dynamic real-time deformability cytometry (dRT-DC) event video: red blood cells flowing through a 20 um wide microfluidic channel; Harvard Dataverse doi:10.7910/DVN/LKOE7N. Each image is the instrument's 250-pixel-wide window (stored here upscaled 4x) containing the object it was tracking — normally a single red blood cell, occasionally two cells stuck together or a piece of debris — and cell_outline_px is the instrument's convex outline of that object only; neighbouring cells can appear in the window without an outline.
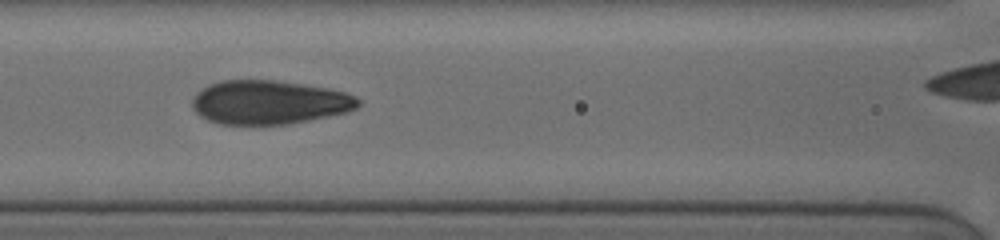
{"species": "human", "species_latin": "Homo sapiens", "temperature_condition": "cold", "stored_images_in_passage": 53, "camera_frame_rate_fps": 3000, "um_per_image_px": 0.085, "donor": {"sex": "female"}, "frame": {"image": 1, "passage_image": 9, "time_ms": 1.667, "image_size_px": [1000, 240], "cell_outline_px": [[360, 104], [356, 108], [348, 112], [288, 124], [220, 124], [208, 120], [200, 116], [192, 108], [192, 96], [196, 92], [208, 84], [220, 80], [276, 80], [324, 88], [344, 92], [356, 96], [360, 100]], "centroid_in_image_um": [22.83, 8.69], "position_along_channel_um": 143.8, "area_um2": 42.43}}
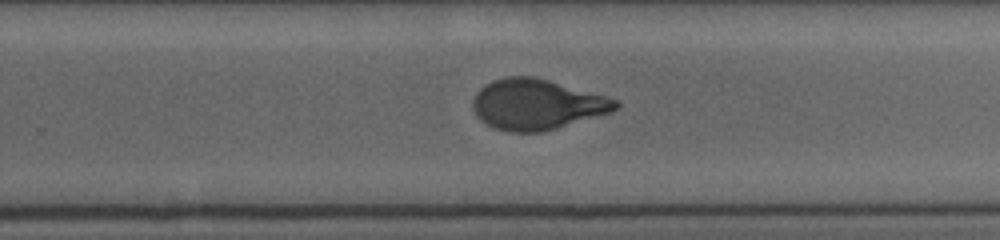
{"frame": {"image": 2, "passage_image": 30, "time_ms": 5.333, "image_size_px": [1000, 240], "cell_outline_px": [[620, 104], [612, 112], [540, 132], [508, 132], [496, 128], [480, 120], [476, 116], [472, 108], [472, 104], [476, 92], [484, 84], [492, 80], [508, 76], [536, 76], [620, 100]], "centroid_in_image_um": [45.61, 8.86], "position_along_channel_um": 284.2, "area_um2": 42.02}}
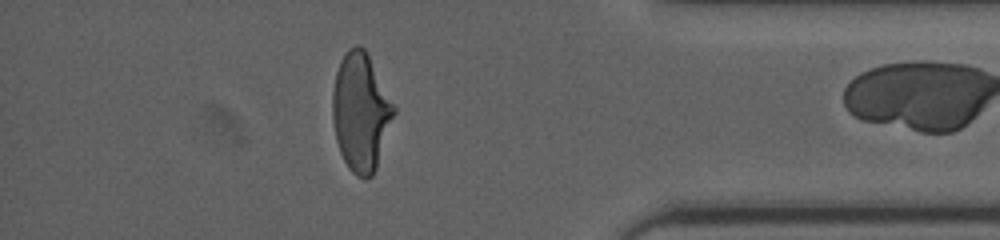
{"frame": {"image": 3, "passage_image": 51, "time_ms": 9.0, "image_size_px": [1000, 240], "cell_outline_px": [[396, 112], [376, 168], [372, 176], [364, 180], [356, 176], [348, 168], [340, 152], [336, 140], [332, 120], [332, 92], [336, 72], [340, 60], [348, 48], [356, 44], [364, 48], [396, 108]], "centroid_in_image_um": [30.65, 9.54], "position_along_channel_um": 404.5, "area_um2": 42.19}}